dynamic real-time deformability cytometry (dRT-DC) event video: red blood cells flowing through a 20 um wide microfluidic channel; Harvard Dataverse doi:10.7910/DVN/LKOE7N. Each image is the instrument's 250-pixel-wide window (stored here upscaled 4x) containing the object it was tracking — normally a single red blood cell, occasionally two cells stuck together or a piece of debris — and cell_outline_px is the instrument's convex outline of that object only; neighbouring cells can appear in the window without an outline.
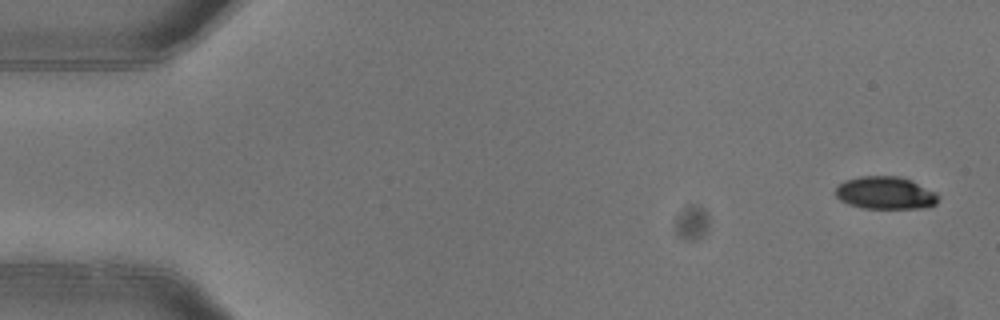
{"species": "common noctule bat (a hibernating species)", "species_latin": "Nyctalus noctula", "temperature_condition": "warm", "stored_images_in_passage": 6, "camera_frame_rate_fps": 3000, "um_per_image_px": 0.085, "animal": {"sex": "female"}, "frame": {"image": 1, "passage_image": 1, "time_ms": 0.0, "image_size_px": [1000, 320], "cell_outline_px": [[940, 196], [936, 204], [924, 208], [864, 208], [848, 204], [840, 200], [836, 196], [836, 188], [844, 180], [860, 176], [900, 176], [912, 180], [936, 192]], "centroid_in_image_um": [75.28, 16.39], "position_along_channel_um": 9.7, "area_um2": 19.65}}